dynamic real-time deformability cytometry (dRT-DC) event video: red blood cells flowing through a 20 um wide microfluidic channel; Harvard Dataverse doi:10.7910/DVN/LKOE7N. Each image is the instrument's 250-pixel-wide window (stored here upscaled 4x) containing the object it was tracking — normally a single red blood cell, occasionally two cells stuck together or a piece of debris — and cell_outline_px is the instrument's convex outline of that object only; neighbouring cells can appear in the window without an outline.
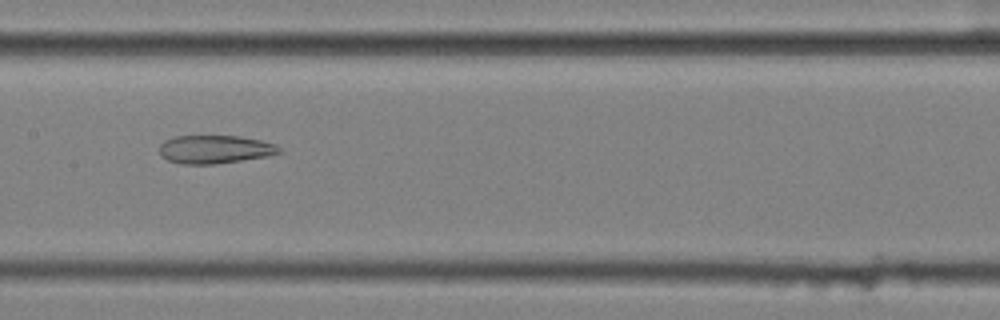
{"species": "common noctule bat (a hibernating species)", "species_latin": "Nyctalus noctula", "temperature_condition": "cold", "stored_images_in_passage": 57, "camera_frame_rate_fps": 3000, "um_per_image_px": 0.085, "animal": {"sex": "female", "body_mass_g": 25.1}, "frame": {"image": 1, "passage_image": 29, "time_ms": 9.333, "image_size_px": [1000, 320], "cell_outline_px": [[284, 152], [268, 156], [216, 164], [184, 164], [168, 160], [160, 156], [160, 144], [164, 140], [172, 136], [240, 136], [260, 140], [276, 144]], "centroid_in_image_um": [18.27, 12.69], "position_along_channel_um": 189.1, "area_um2": 19.88}}
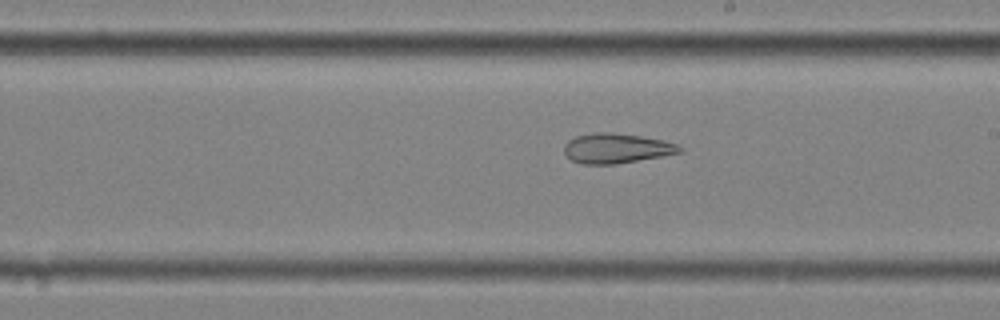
{"frame": {"image": 2, "passage_image": 33, "time_ms": 10.667, "image_size_px": [1000, 320], "cell_outline_px": [[684, 148], [680, 152], [660, 156], [616, 164], [580, 164], [572, 160], [564, 152], [564, 144], [568, 140], [576, 136], [596, 132], [612, 132], [640, 136], [664, 140], [676, 144]], "centroid_in_image_um": [52.37, 12.6], "position_along_channel_um": 236.6, "area_um2": 20.0}}
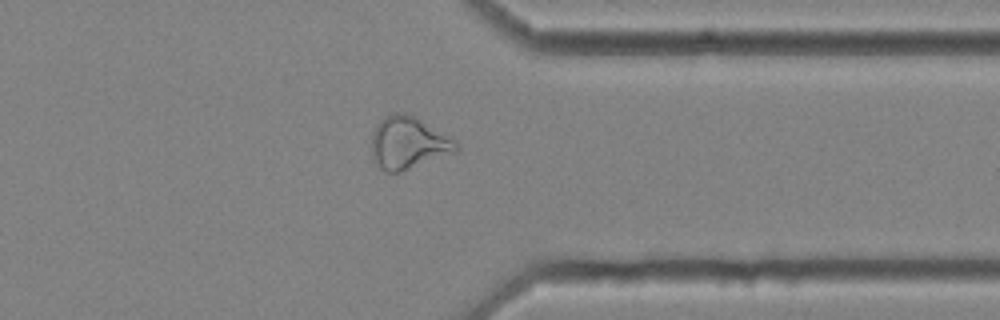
{"frame": {"image": 3, "passage_image": 45, "time_ms": 14.667, "image_size_px": [1000, 320], "cell_outline_px": [[456, 152], [400, 172], [384, 172], [380, 168], [372, 156], [372, 132], [380, 120], [384, 116], [392, 112], [404, 112], [416, 116], [456, 140]], "centroid_in_image_um": [34.68, 12.12], "position_along_channel_um": 376.7, "area_um2": 25.84}, "authors_computed_cell_mechanics": {"area_um2": 27.6284, "velocity_mm_per_s": 3.5663, "shape_relaxation_time_tau1_ms": null, "shape_relaxation_time_tau2_ms": 4.4586, "deformation_change_tau1": null, "deformation_change_tau2": 0.1446}}